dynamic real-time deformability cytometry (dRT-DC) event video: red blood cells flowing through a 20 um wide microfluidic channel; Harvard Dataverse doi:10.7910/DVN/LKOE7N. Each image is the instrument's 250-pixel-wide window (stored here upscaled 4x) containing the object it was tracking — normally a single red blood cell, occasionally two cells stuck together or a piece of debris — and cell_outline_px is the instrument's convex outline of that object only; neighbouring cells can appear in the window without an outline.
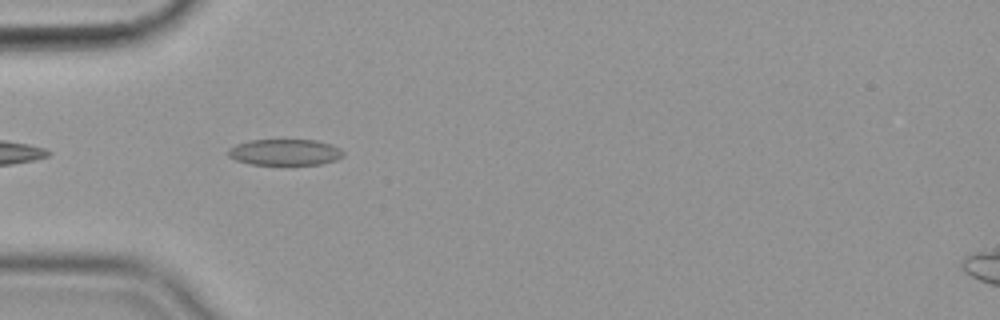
{"species": "common noctule bat (a hibernating species)", "species_latin": "Nyctalus noctula", "temperature_condition": "cold", "stored_images_in_passage": 42, "camera_frame_rate_fps": 3000, "um_per_image_px": 0.085, "animal": {"sex": "female", "body_mass_g": 19.9}, "frame": {"image": 1, "passage_image": 3, "time_ms": 0.667, "image_size_px": [1000, 320], "cell_outline_px": [[344, 156], [336, 160], [320, 164], [252, 164], [236, 160], [228, 156], [228, 148], [236, 144], [252, 140], [316, 140], [332, 144], [340, 148], [344, 152]], "centroid_in_image_um": [24.24, 12.93], "position_along_channel_um": 60.8, "area_um2": 17.51}}
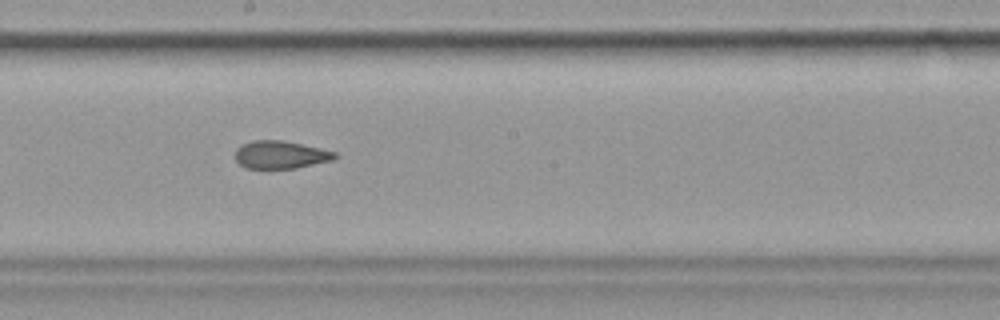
{"frame": {"image": 2, "passage_image": 17, "time_ms": 5.333, "image_size_px": [1000, 320], "cell_outline_px": [[340, 156], [332, 160], [296, 168], [244, 168], [236, 160], [236, 148], [252, 140], [284, 140], [320, 148], [336, 152]], "centroid_in_image_um": [23.87, 13.15], "position_along_channel_um": 224.3, "area_um2": 16.13}}
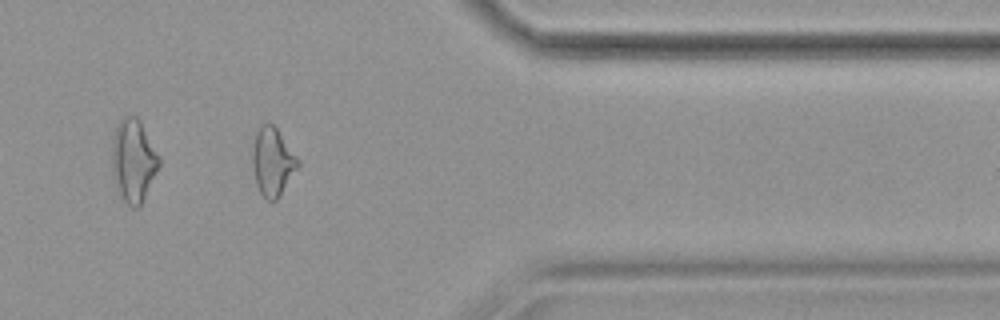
{"frame": {"image": 3, "passage_image": 32, "time_ms": 10.333, "image_size_px": [1000, 320], "cell_outline_px": [[300, 164], [280, 196], [276, 200], [268, 200], [260, 192], [256, 184], [252, 164], [252, 152], [256, 132], [260, 124], [272, 124], [276, 128], [300, 160]], "centroid_in_image_um": [23.17, 13.75], "position_along_channel_um": 388.2, "area_um2": 17.92}, "authors_computed_cell_mechanics": {"area_um2": 17.3689, "velocity_mm_per_s": 3.579, "shape_relaxation_time_tau1_ms": null, "shape_relaxation_time_tau2_ms": 2.205, "deformation_change_tau1": null, "deformation_change_tau2": 0.0891}}